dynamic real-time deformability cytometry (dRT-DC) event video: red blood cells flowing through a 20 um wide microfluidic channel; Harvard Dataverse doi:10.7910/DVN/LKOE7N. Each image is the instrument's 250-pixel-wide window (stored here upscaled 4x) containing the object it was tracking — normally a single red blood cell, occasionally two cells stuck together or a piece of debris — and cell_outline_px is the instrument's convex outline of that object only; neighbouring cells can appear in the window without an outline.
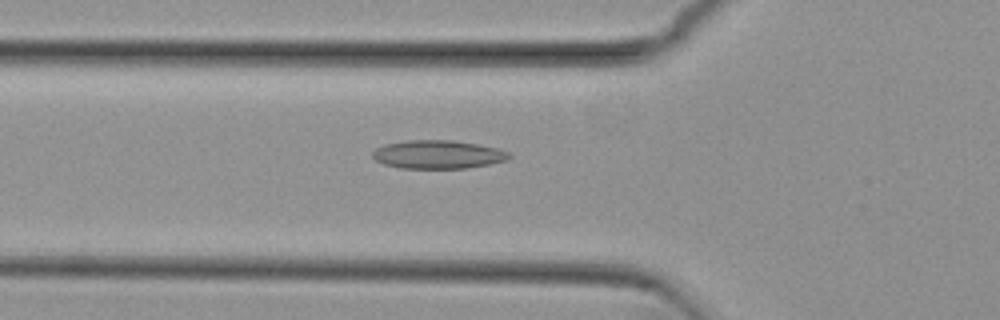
{"species": "common noctule bat (a hibernating species)", "species_latin": "Nyctalus noctula", "temperature_condition": "cold", "stored_images_in_passage": 53, "camera_frame_rate_fps": 3000, "um_per_image_px": 0.085, "animal": {"sex": "female", "body_mass_g": 29.2, "forearm_length_mm": 56.3}, "frame": {"image": 1, "passage_image": 18, "time_ms": 5.667, "image_size_px": [1000, 320], "cell_outline_px": [[512, 156], [508, 160], [488, 164], [464, 168], [400, 168], [384, 164], [376, 160], [372, 156], [372, 152], [376, 148], [384, 144], [408, 140], [452, 140], [500, 148], [508, 152]], "centroid_in_image_um": [37.22, 13.12], "position_along_channel_um": 88.6, "area_um2": 22.6}}
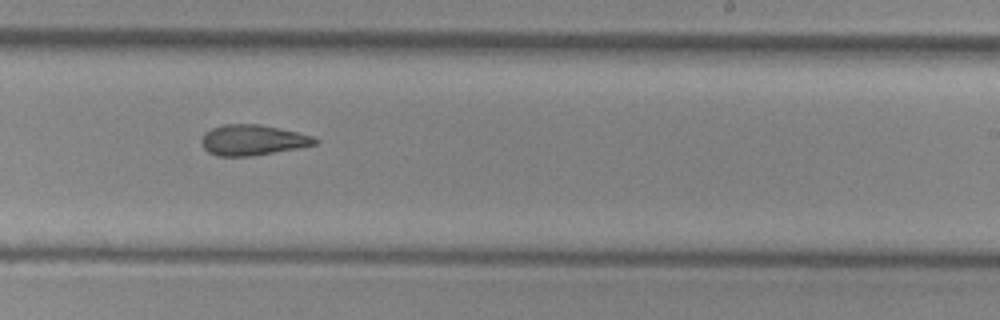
{"frame": {"image": 2, "passage_image": 32, "time_ms": 10.333, "image_size_px": [1000, 320], "cell_outline_px": [[320, 140], [316, 144], [296, 148], [252, 156], [216, 156], [208, 152], [204, 148], [200, 140], [204, 132], [212, 128], [224, 124], [260, 124], [296, 132], [312, 136]], "centroid_in_image_um": [21.43, 11.9], "position_along_channel_um": 267.6, "area_um2": 20.11}}
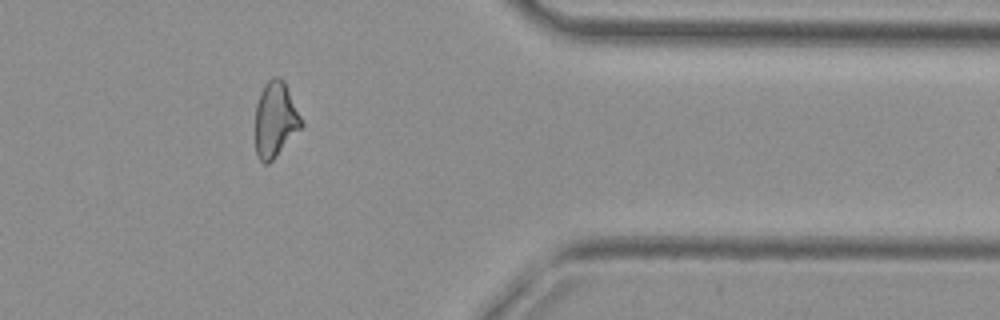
{"frame": {"image": 3, "passage_image": 43, "time_ms": 14.0, "image_size_px": [1000, 320], "cell_outline_px": [[304, 124], [276, 156], [268, 164], [264, 164], [260, 160], [256, 152], [256, 104], [260, 92], [264, 84], [272, 76], [276, 76], [284, 80]], "centroid_in_image_um": [23.39, 10.14], "position_along_channel_um": 388.0, "area_um2": 20.06}, "authors_computed_cell_mechanics": {"area_um2": 20.9236, "velocity_mm_per_s": 3.8254, "shape_relaxation_time_tau1_ms": null, "shape_relaxation_time_tau2_ms": 4.5323, "deformation_change_tau1": null, "deformation_change_tau2": 0.1178}}